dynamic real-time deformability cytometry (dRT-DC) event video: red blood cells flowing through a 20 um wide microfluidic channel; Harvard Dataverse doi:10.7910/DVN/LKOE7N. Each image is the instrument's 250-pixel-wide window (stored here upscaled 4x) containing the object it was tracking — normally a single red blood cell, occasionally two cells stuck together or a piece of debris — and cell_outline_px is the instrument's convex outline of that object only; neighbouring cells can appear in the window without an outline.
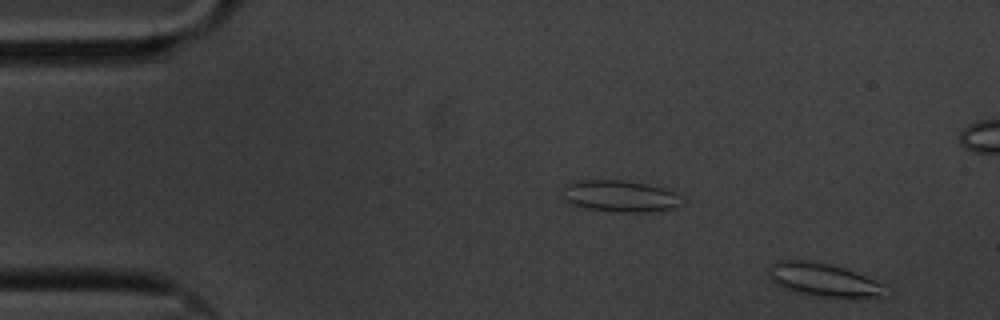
{"species": "common noctule bat (a hibernating species)", "species_latin": "Nyctalus noctula", "temperature_condition": "cold", "stored_images_in_passage": 12, "camera_frame_rate_fps": 3000, "um_per_image_px": 0.085, "animal": {"sex": "male", "body_mass_g": 20.1, "forearm_length_mm": 53.5}, "frame": {"image": 1, "passage_image": 1, "time_ms": 0.0, "image_size_px": [1000, 320], "cell_outline_px": [[884, 296], [808, 296], [792, 292], [776, 284], [772, 280], [768, 272], [768, 268], [772, 264], [780, 260], [816, 260], [832, 264], [856, 272], [884, 284]], "centroid_in_image_um": [69.92, 23.76], "position_along_channel_um": 15.1, "area_um2": 22.48}}